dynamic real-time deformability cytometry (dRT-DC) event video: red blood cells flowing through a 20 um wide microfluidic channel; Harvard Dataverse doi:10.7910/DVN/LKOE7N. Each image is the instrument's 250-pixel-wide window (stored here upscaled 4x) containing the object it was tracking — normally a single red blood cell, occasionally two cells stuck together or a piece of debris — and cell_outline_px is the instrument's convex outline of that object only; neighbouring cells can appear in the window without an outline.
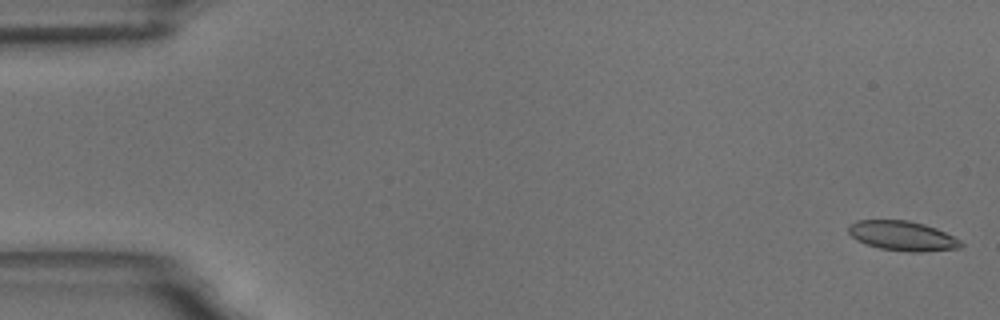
{"species": "common noctule bat (a hibernating species)", "species_latin": "Nyctalus noctula", "temperature_condition": "room temperature", "stored_images_in_passage": 59, "camera_frame_rate_fps": 3000, "um_per_image_px": 0.085, "animal": {"sex": "male", "body_mass_g": 18.8}, "frame": {"image": 1, "passage_image": 2, "time_ms": 0.333, "image_size_px": [1000, 320], "cell_outline_px": [[964, 244], [960, 248], [924, 252], [908, 252], [880, 248], [856, 240], [848, 232], [848, 224], [856, 220], [908, 220], [924, 224], [936, 228], [960, 240]], "centroid_in_image_um": [76.7, 20.04], "position_along_channel_um": 8.3, "area_um2": 19.48}}
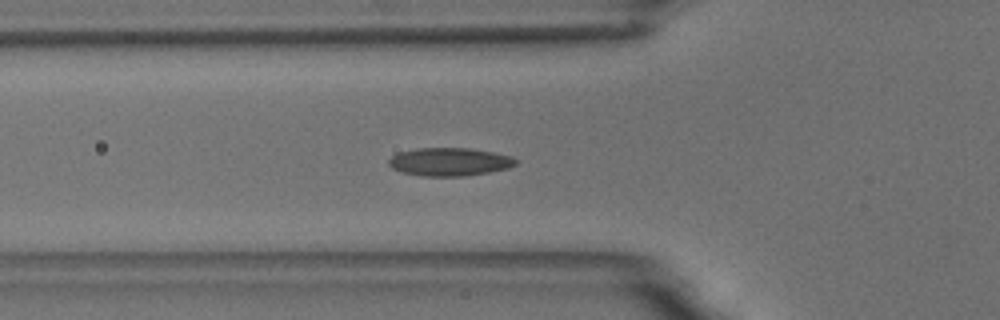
{"frame": {"image": 2, "passage_image": 21, "time_ms": 6.667, "image_size_px": [1000, 320], "cell_outline_px": [[516, 164], [508, 168], [488, 172], [464, 176], [420, 176], [404, 172], [392, 168], [388, 164], [388, 160], [392, 156], [400, 152], [416, 148], [468, 148], [492, 152], [512, 156], [516, 160]], "centroid_in_image_um": [38.2, 13.75], "position_along_channel_um": 87.6, "area_um2": 20.69}}
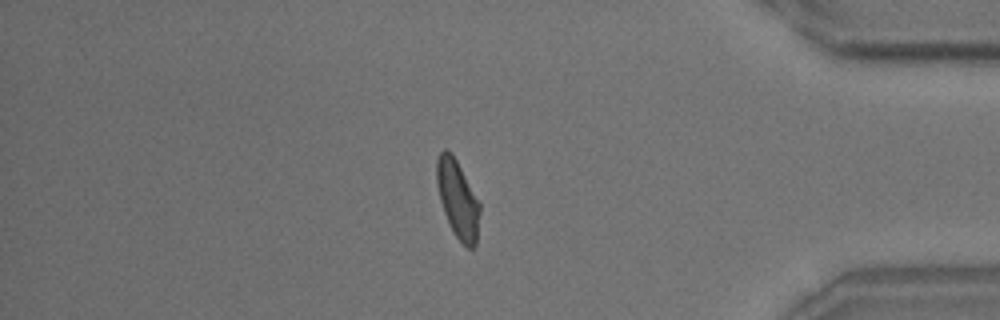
{"frame": {"image": 3, "passage_image": 50, "time_ms": 16.333, "image_size_px": [1000, 320], "cell_outline_px": [[480, 212], [476, 244], [472, 248], [468, 248], [452, 232], [444, 212], [440, 200], [436, 184], [436, 160], [440, 152], [444, 148], [448, 148], [456, 160], [480, 204]], "centroid_in_image_um": [38.88, 16.91], "position_along_channel_um": 396.3, "area_um2": 19.36}, "authors_computed_cell_mechanics": {"area_um2": 19.652, "velocity_mm_per_s": 3.5039, "shape_relaxation_time_tau1_ms": 7.8169, "shape_relaxation_time_tau2_ms": 2.8269, "deformation_change_tau1": 0.167, "deformation_change_tau2": 0.0885}}